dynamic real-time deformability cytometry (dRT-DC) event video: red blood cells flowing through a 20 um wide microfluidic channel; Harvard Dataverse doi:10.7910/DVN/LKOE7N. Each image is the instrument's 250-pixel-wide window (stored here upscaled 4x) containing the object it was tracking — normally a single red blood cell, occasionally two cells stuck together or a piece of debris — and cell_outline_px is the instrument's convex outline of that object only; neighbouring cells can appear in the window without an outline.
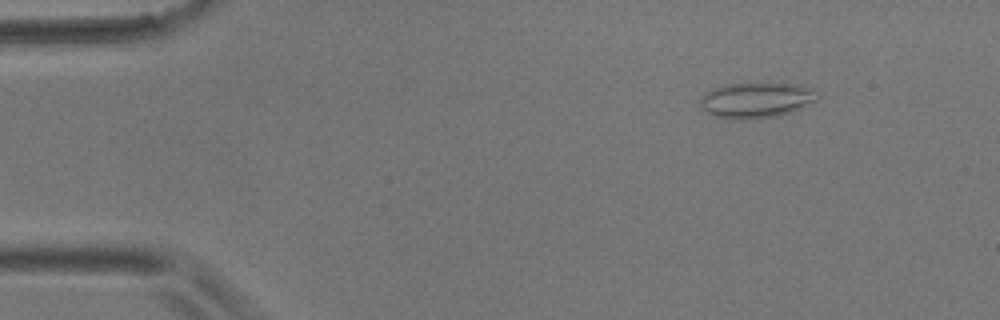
{"species": "common noctule bat (a hibernating species)", "species_latin": "Nyctalus noctula", "temperature_condition": "room temperature", "stored_images_in_passage": 5, "camera_frame_rate_fps": 3000, "um_per_image_px": 0.085, "animal": {"sex": "male", "body_mass_g": 17.9}, "frame": {"image": 1, "passage_image": 2, "time_ms": 1.0, "image_size_px": [1000, 320], "cell_outline_px": [[820, 96], [816, 100], [800, 108], [776, 116], [752, 120], [740, 120], [712, 116], [704, 112], [700, 108], [700, 100], [704, 92], [712, 88], [724, 84], [800, 84], [816, 88], [820, 92]], "centroid_in_image_um": [64.27, 8.52], "position_along_channel_um": 20.7, "area_um2": 24.68}}